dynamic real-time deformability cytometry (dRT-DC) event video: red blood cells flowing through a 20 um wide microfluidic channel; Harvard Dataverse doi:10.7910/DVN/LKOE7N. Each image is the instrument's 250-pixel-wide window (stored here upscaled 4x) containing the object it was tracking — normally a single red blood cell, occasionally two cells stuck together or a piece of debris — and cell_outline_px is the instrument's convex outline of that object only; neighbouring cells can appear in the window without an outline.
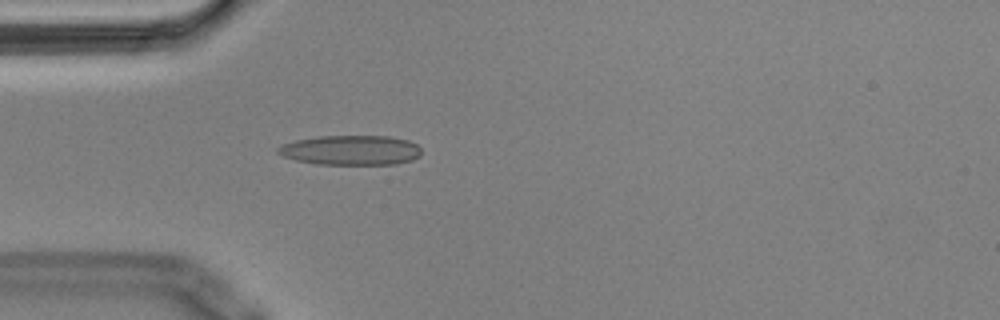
{"species": "Egyptian fruit bat (a non-hibernating species)", "species_latin": "Rousettus aegyptiacus", "temperature_condition": "cold", "stored_images_in_passage": 40, "camera_frame_rate_fps": 3000, "um_per_image_px": 0.085, "animal": {"sex": "male"}, "frame": {"image": 1, "passage_image": 1, "time_ms": 0.0, "image_size_px": [1000, 320], "cell_outline_px": [[420, 156], [412, 160], [396, 164], [316, 164], [296, 160], [284, 156], [276, 152], [276, 148], [284, 144], [296, 140], [320, 136], [388, 136], [408, 140], [416, 144], [420, 148]], "centroid_in_image_um": [29.83, 12.76], "position_along_channel_um": 55.2, "area_um2": 24.8}}
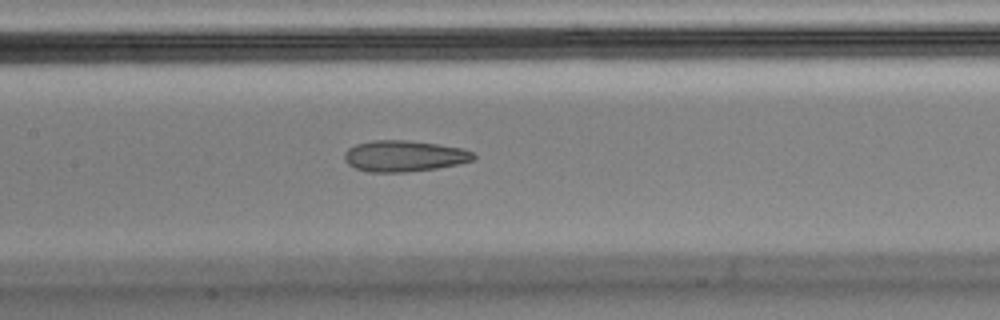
{"frame": {"image": 2, "passage_image": 11, "time_ms": 3.333, "image_size_px": [1000, 320], "cell_outline_px": [[476, 160], [460, 164], [436, 168], [408, 172], [368, 172], [356, 168], [348, 164], [344, 160], [344, 152], [348, 148], [356, 144], [372, 140], [408, 140], [464, 148], [476, 152]], "centroid_in_image_um": [34.39, 13.26], "position_along_channel_um": 173.0, "area_um2": 23.76}}
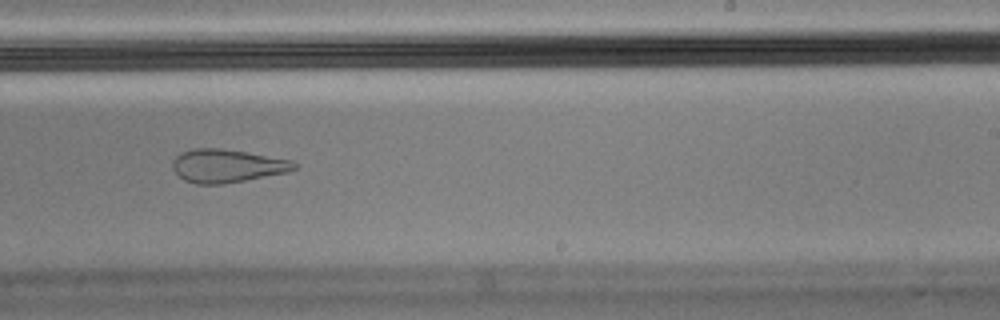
{"frame": {"image": 3, "passage_image": 19, "time_ms": 6.0, "image_size_px": [1000, 320], "cell_outline_px": [[296, 168], [288, 172], [224, 184], [196, 184], [184, 180], [172, 168], [172, 160], [180, 152], [192, 148], [220, 148], [292, 160], [296, 164]], "centroid_in_image_um": [19.26, 14.1], "position_along_channel_um": 269.7, "area_um2": 23.47}, "authors_computed_cell_mechanics": {"area_um2": 24.8829, "velocity_mm_per_s": 3.6453, "shape_relaxation_time_tau1_ms": null, "shape_relaxation_time_tau2_ms": 2.4743, "deformation_change_tau1": null, "deformation_change_tau2": 0.1127}}